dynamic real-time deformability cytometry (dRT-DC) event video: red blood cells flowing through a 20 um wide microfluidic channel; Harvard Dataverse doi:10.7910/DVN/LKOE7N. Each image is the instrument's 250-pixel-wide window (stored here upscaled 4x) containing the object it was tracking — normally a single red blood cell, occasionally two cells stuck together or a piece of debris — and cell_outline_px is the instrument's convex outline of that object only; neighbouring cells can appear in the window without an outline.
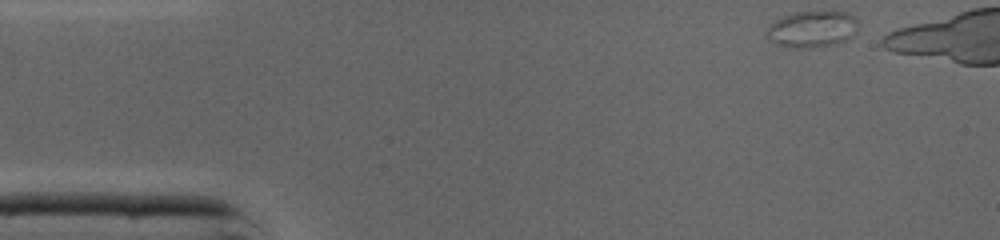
{"species": "common noctule bat (a hibernating species)", "species_latin": "Nyctalus noctula", "temperature_condition": "cold", "stored_images_in_passage": 16, "camera_frame_rate_fps": 3000, "um_per_image_px": 0.085, "animal": {"sex": "male", "body_mass_g": 19.0, "forearm_length_mm": 50.8}, "frame": {"image": 1, "passage_image": 1, "time_ms": 0.0, "image_size_px": [1000, 240], "cell_outline_px": [[856, 32], [852, 36], [844, 40], [832, 44], [812, 48], [788, 48], [776, 44], [768, 40], [768, 24], [792, 12], [848, 12], [856, 20]], "centroid_in_image_um": [68.98, 2.49], "position_along_channel_um": 16.0, "area_um2": 19.31}}
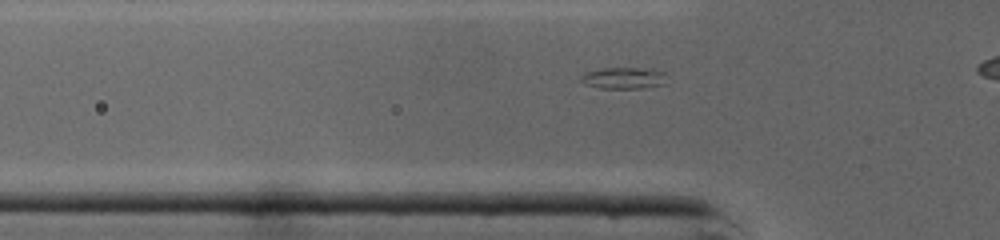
{"frame": {"image": 2, "passage_image": 11, "time_ms": 3.333, "image_size_px": [1000, 240], "cell_outline_px": [[664, 84], [644, 88], [600, 88], [588, 84], [580, 80], [580, 76], [588, 72], [600, 68], [652, 68], [664, 72]], "centroid_in_image_um": [53.03, 6.62], "position_along_channel_um": 72.8, "area_um2": 10.64}}